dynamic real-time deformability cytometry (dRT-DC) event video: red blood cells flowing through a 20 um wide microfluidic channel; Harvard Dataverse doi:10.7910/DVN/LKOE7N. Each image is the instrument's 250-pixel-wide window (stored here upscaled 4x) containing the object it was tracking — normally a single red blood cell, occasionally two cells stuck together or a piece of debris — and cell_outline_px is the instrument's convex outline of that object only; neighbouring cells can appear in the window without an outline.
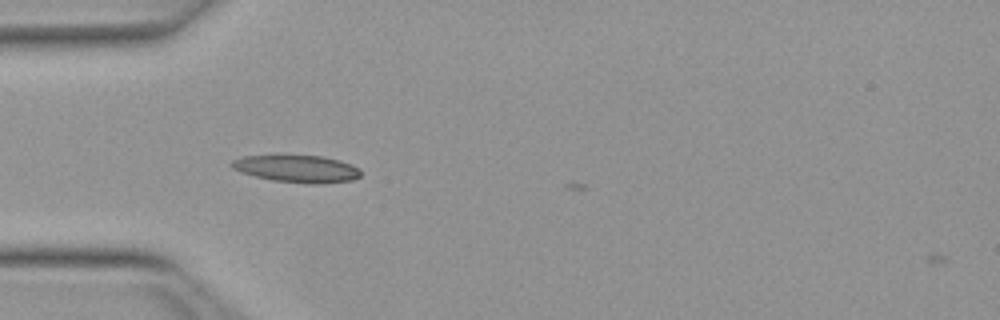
{"species": "Egyptian fruit bat (a non-hibernating species)", "species_latin": "Rousettus aegyptiacus", "temperature_condition": "warm", "stored_images_in_passage": 5, "camera_frame_rate_fps": 3000, "um_per_image_px": 0.085, "animal": {"sex": "female"}, "frame": {"image": 1, "passage_image": 2, "time_ms": 0.333, "image_size_px": [1000, 320], "cell_outline_px": [[360, 176], [352, 180], [316, 184], [312, 184], [272, 180], [240, 172], [232, 168], [228, 164], [232, 160], [244, 156], [320, 156], [340, 160], [352, 164], [360, 168]], "centroid_in_image_um": [25.25, 14.34], "position_along_channel_um": 59.8, "area_um2": 20.35}}